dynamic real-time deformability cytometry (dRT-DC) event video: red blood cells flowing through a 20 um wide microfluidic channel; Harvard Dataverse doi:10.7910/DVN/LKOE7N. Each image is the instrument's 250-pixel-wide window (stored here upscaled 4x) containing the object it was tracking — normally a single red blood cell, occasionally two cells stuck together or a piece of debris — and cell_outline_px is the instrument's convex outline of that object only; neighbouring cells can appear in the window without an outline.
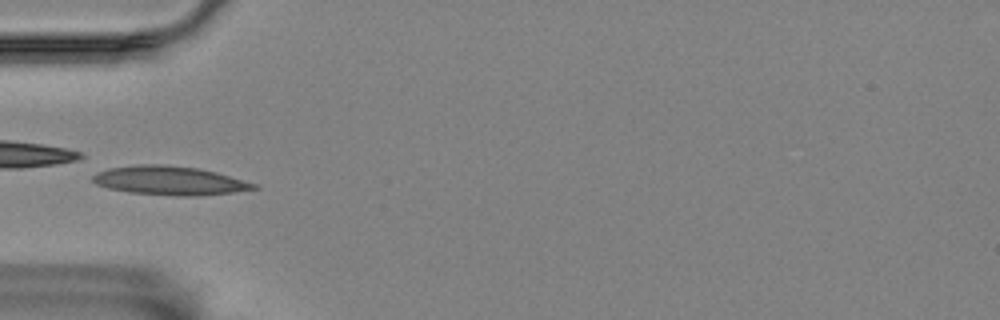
{"species": "Egyptian fruit bat (a non-hibernating species)", "species_latin": "Rousettus aegyptiacus", "temperature_condition": "room temperature", "stored_images_in_passage": 39, "camera_frame_rate_fps": 3000, "um_per_image_px": 0.085, "animal": {"sex": "female"}, "frame": {"image": 1, "passage_image": 1, "time_ms": 0.0, "image_size_px": [1000, 320], "cell_outline_px": [[260, 188], [232, 192], [196, 196], [176, 196], [128, 192], [108, 188], [96, 184], [92, 180], [92, 176], [96, 172], [108, 168], [140, 164], [164, 164], [196, 168], [216, 172], [256, 184]], "centroid_in_image_um": [14.37, 15.35], "position_along_channel_um": 70.6, "area_um2": 26.99}}
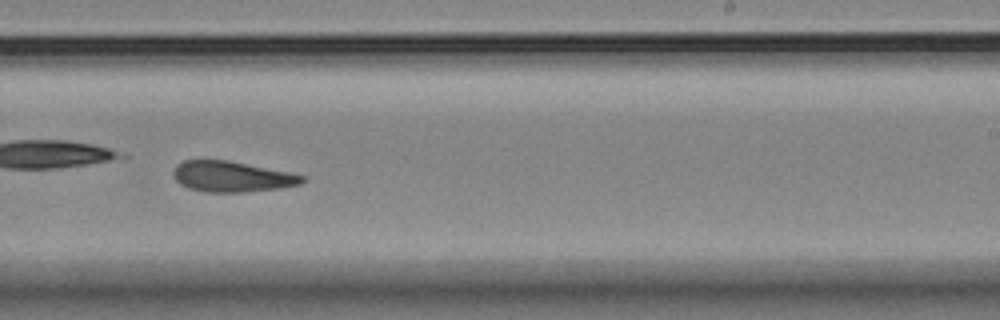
{"frame": {"image": 2, "passage_image": 18, "time_ms": 5.667, "image_size_px": [1000, 320], "cell_outline_px": [[308, 180], [300, 184], [280, 188], [244, 192], [204, 192], [188, 188], [180, 184], [176, 180], [172, 172], [176, 164], [184, 160], [228, 160], [292, 172], [308, 176]], "centroid_in_image_um": [19.76, 15.01], "position_along_channel_um": 269.2, "area_um2": 23.41}}
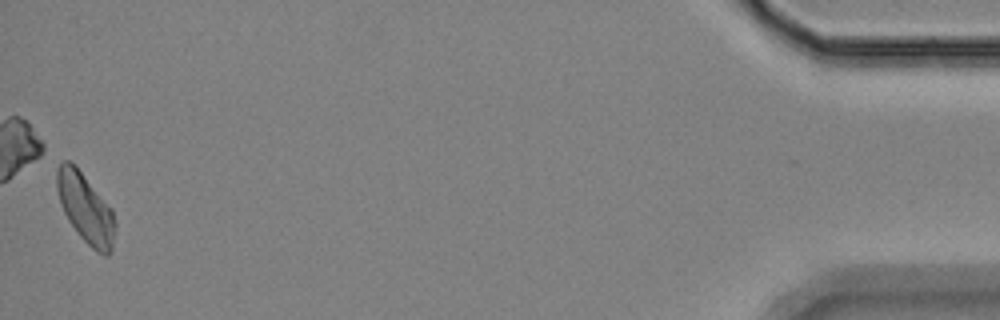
{"frame": {"image": 3, "passage_image": 39, "time_ms": 12.667, "image_size_px": [1000, 320], "cell_outline_px": [[116, 224], [112, 252], [108, 256], [104, 256], [96, 252], [80, 236], [68, 220], [60, 204], [56, 188], [56, 164], [64, 160], [68, 160], [76, 164], [112, 208]], "centroid_in_image_um": [7.27, 17.67], "position_along_channel_um": 427.9, "area_um2": 24.22}, "authors_computed_cell_mechanics": {"area_um2": 23.5246, "velocity_mm_per_s": 3.4992, "shape_relaxation_time_tau1_ms": null, "shape_relaxation_time_tau2_ms": 5.6985, "deformation_change_tau1": null, "deformation_change_tau2": 0.135}}